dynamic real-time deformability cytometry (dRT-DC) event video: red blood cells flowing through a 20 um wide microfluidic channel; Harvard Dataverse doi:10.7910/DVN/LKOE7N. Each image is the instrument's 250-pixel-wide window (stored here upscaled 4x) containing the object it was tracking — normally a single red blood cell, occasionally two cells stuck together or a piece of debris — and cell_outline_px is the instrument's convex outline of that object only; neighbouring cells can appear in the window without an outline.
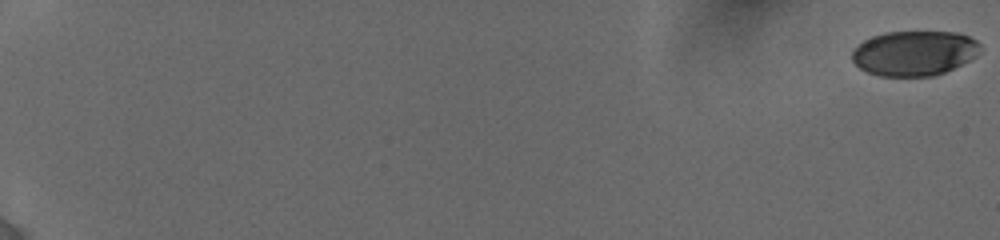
{"species": "human", "species_latin": "Homo sapiens", "temperature_condition": "cold", "stored_images_in_passage": 10, "camera_frame_rate_fps": 3000, "um_per_image_px": 0.085, "donor": {"sex": "female"}, "frame": {"image": 1, "passage_image": 1, "time_ms": 0.0, "image_size_px": [1000, 240], "cell_outline_px": [[980, 52], [976, 56], [944, 72], [932, 76], [880, 76], [868, 72], [860, 68], [852, 60], [852, 48], [864, 40], [872, 36], [884, 32], [960, 32], [976, 40], [980, 44]], "centroid_in_image_um": [77.69, 4.51], "position_along_channel_um": 7.3, "area_um2": 33.58}}
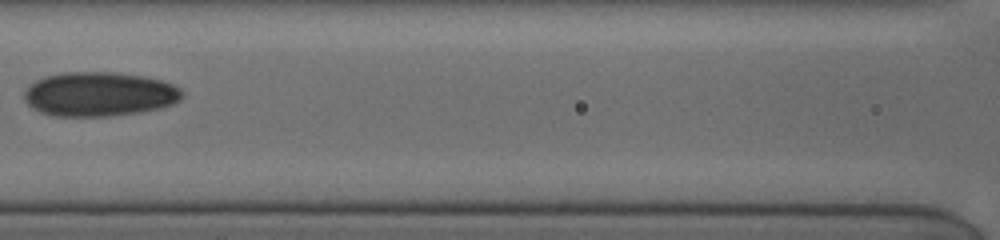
{"frame": {"image": 2, "passage_image": 9, "time_ms": 10.0, "image_size_px": [1000, 240], "cell_outline_px": [[184, 96], [180, 100], [172, 104], [160, 108], [140, 112], [108, 116], [56, 116], [40, 112], [28, 104], [24, 100], [24, 92], [28, 84], [44, 76], [64, 72], [112, 72], [144, 76], [160, 80], [172, 84], [180, 88], [184, 92]], "centroid_in_image_um": [8.43, 7.99], "position_along_channel_um": 158.2, "area_um2": 40.98}}
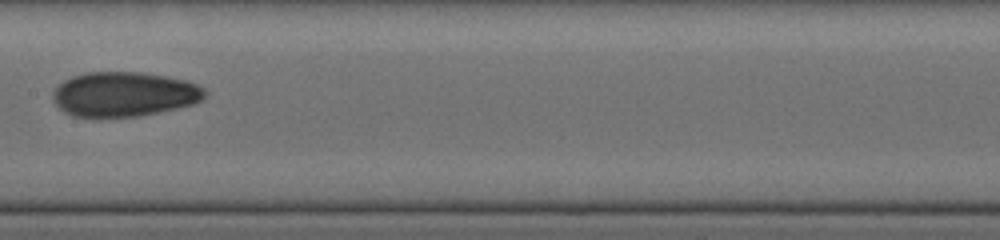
{"frame": {"image": 3, "passage_image": 10, "time_ms": 11.0, "image_size_px": [1000, 240], "cell_outline_px": [[208, 92], [200, 100], [192, 104], [176, 108], [136, 116], [72, 116], [64, 112], [56, 104], [52, 96], [56, 88], [64, 80], [72, 76], [88, 72], [140, 72], [168, 76], [184, 80], [196, 84], [204, 88]], "centroid_in_image_um": [10.55, 7.99], "position_along_channel_um": 196.9, "area_um2": 39.13}}